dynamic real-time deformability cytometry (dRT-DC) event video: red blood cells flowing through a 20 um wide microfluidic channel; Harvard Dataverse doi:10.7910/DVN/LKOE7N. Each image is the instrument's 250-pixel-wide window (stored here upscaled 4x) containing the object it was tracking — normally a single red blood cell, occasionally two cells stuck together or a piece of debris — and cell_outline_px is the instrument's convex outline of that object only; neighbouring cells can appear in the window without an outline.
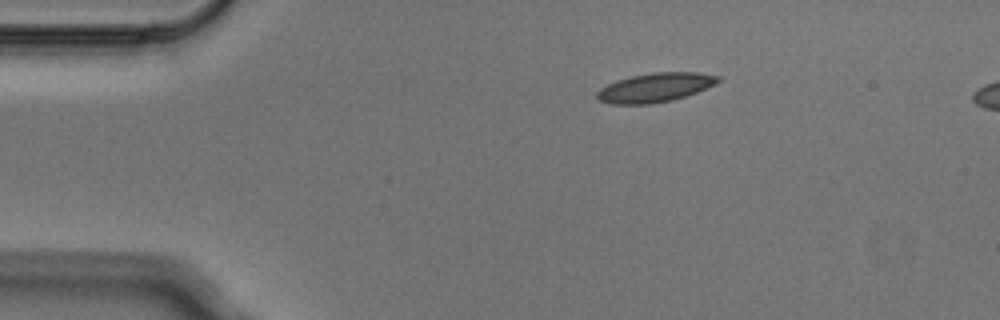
{"species": "Egyptian fruit bat (a non-hibernating species)", "species_latin": "Rousettus aegyptiacus", "temperature_condition": "cold", "stored_images_in_passage": 3, "camera_frame_rate_fps": 3000, "um_per_image_px": 0.085, "animal": {"sex": "male"}, "frame": {"image": 1, "passage_image": 1, "time_ms": 0.0, "image_size_px": [1000, 320], "cell_outline_px": [[720, 80], [716, 84], [696, 92], [672, 100], [652, 104], [612, 104], [600, 100], [596, 96], [596, 92], [600, 88], [616, 80], [632, 76], [652, 72], [700, 72], [720, 76]], "centroid_in_image_um": [55.7, 7.43], "position_along_channel_um": 29.3, "area_um2": 20.52}}